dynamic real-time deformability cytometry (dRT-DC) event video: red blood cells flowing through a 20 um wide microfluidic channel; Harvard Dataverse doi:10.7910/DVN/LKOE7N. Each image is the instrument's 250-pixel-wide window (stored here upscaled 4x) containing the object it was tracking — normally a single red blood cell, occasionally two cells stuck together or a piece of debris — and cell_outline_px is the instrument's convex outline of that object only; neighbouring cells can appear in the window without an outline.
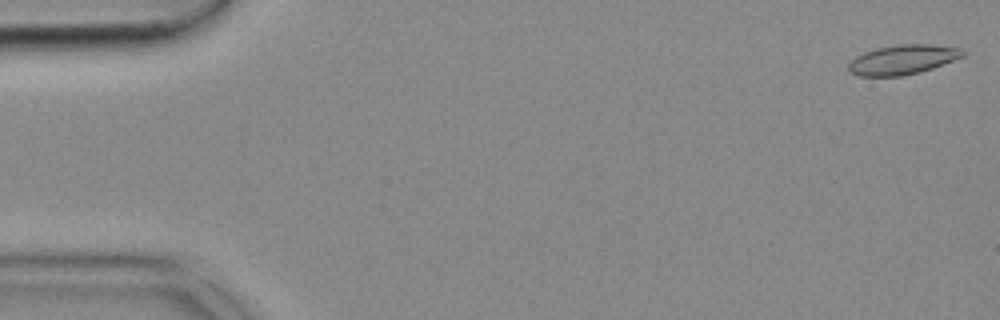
{"species": "common noctule bat (a hibernating species)", "species_latin": "Nyctalus noctula", "temperature_condition": "cold", "stored_images_in_passage": 19, "camera_frame_rate_fps": 3000, "um_per_image_px": 0.085, "animal": {"sex": "female", "body_mass_g": 18.4}, "frame": {"image": 1, "passage_image": 1, "time_ms": 0.0, "image_size_px": [1000, 320], "cell_outline_px": [[964, 56], [932, 68], [920, 72], [904, 76], [856, 76], [848, 72], [848, 64], [856, 56], [864, 52], [876, 48], [900, 44], [928, 44], [960, 48], [964, 52]], "centroid_in_image_um": [76.68, 5.08], "position_along_channel_um": 8.3, "area_um2": 19.71}}
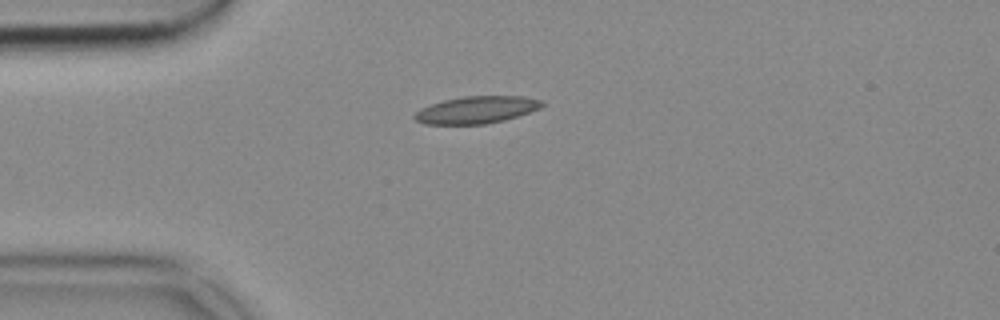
{"frame": {"image": 2, "passage_image": 13, "time_ms": 4.0, "image_size_px": [1000, 320], "cell_outline_px": [[544, 104], [540, 108], [504, 120], [484, 124], [424, 124], [416, 120], [412, 116], [420, 108], [444, 100], [464, 96], [524, 96], [544, 100]], "centroid_in_image_um": [40.5, 9.33], "position_along_channel_um": 44.5, "area_um2": 20.11}}